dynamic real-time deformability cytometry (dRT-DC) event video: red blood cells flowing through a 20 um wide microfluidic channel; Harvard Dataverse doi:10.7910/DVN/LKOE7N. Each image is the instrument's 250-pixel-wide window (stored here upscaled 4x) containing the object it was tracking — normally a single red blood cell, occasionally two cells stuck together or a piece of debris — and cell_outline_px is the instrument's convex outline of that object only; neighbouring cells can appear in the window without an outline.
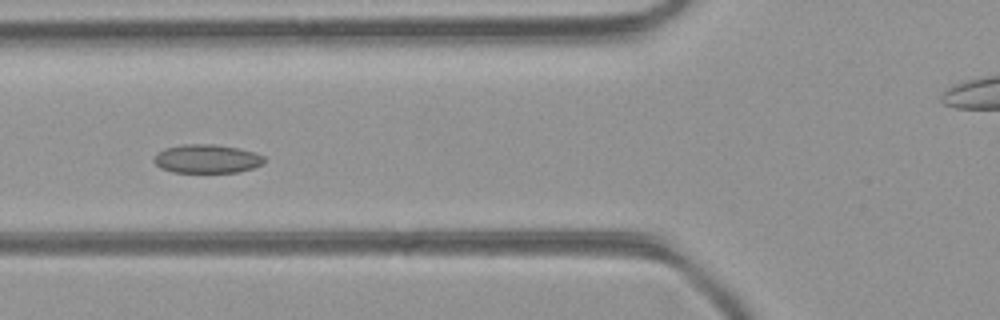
{"species": "common noctule bat (a hibernating species)", "species_latin": "Nyctalus noctula", "temperature_condition": "room temperature", "stored_images_in_passage": 28, "camera_frame_rate_fps": 3000, "um_per_image_px": 0.085, "animal": {"sex": "female", "body_mass_g": 21.9}, "frame": {"image": 1, "passage_image": 6, "time_ms": 1.667, "image_size_px": [1000, 320], "cell_outline_px": [[264, 164], [252, 168], [236, 172], [172, 172], [160, 168], [152, 160], [156, 152], [164, 148], [184, 144], [212, 144], [236, 148], [252, 152], [264, 156]], "centroid_in_image_um": [17.53, 13.5], "position_along_channel_um": 108.3, "area_um2": 18.38}}
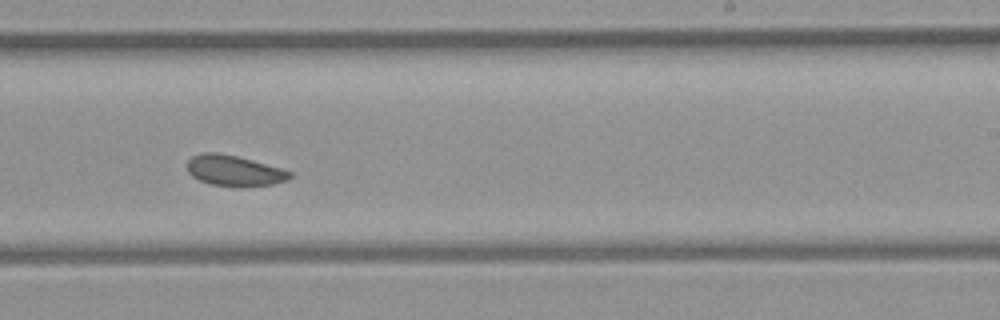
{"frame": {"image": 2, "passage_image": 17, "time_ms": 5.333, "image_size_px": [1000, 320], "cell_outline_px": [[292, 176], [288, 180], [272, 184], [236, 188], [232, 188], [212, 184], [200, 180], [192, 176], [188, 172], [188, 160], [192, 156], [204, 152], [216, 152], [236, 156], [252, 160], [280, 168], [292, 172]], "centroid_in_image_um": [19.91, 14.52], "position_along_channel_um": 269.1, "area_um2": 18.44}}
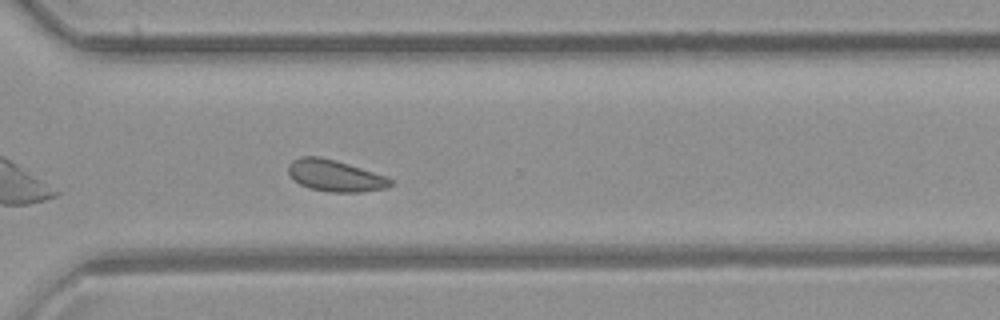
{"frame": {"image": 3, "passage_image": 22, "time_ms": 7.0, "image_size_px": [1000, 320], "cell_outline_px": [[392, 184], [388, 188], [360, 192], [328, 192], [308, 188], [300, 184], [288, 172], [288, 164], [292, 160], [300, 156], [320, 156], [336, 160], [384, 176], [392, 180]], "centroid_in_image_um": [28.45, 14.93], "position_along_channel_um": 342.1, "area_um2": 18.67}, "authors_computed_cell_mechanics": {"area_um2": 18.6116, "velocity_mm_per_s": 4.3887, "shape_relaxation_time_tau1_ms": null, "shape_relaxation_time_tau2_ms": 2.2588, "deformation_change_tau1": null, "deformation_change_tau2": 0.0665}}